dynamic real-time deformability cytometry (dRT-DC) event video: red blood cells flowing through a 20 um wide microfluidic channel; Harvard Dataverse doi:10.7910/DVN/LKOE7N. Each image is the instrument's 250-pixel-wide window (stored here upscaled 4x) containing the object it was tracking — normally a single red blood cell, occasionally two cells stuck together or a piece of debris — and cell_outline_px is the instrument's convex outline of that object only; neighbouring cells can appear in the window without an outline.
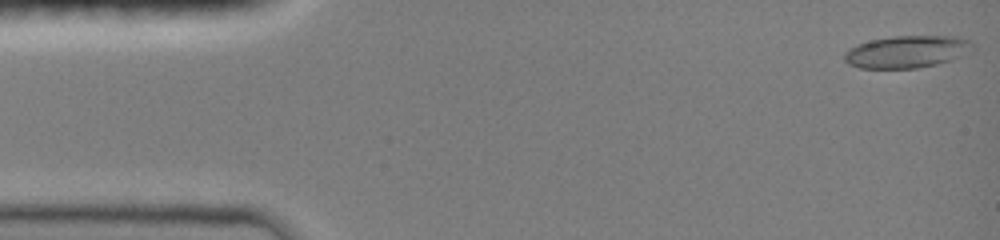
{"species": "common noctule bat (a hibernating species)", "species_latin": "Nyctalus noctula", "temperature_condition": "room temperature", "stored_images_in_passage": 47, "camera_frame_rate_fps": 3000, "um_per_image_px": 0.085, "animal": {"sex": "female", "body_mass_g": 19.0, "forearm_length_mm": 51.5}, "frame": {"image": 1, "passage_image": 1, "time_ms": 0.0, "image_size_px": [1000, 240], "cell_outline_px": [[976, 48], [964, 56], [952, 60], [936, 64], [916, 68], [860, 68], [848, 64], [844, 60], [844, 52], [848, 48], [856, 44], [872, 40], [892, 36], [956, 36], [968, 40]], "centroid_in_image_um": [77.1, 4.39], "position_along_channel_um": 7.9, "area_um2": 24.33}}
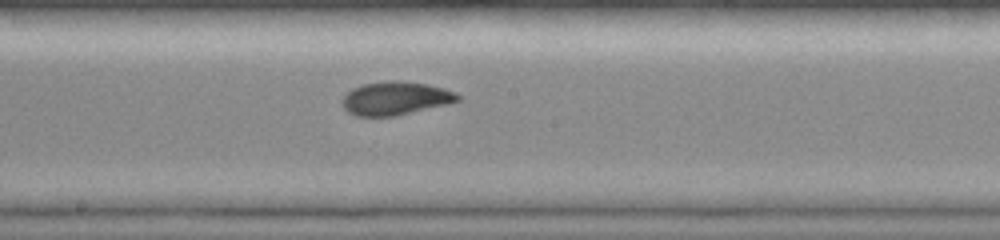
{"frame": {"image": 2, "passage_image": 25, "time_ms": 8.0, "image_size_px": [1000, 240], "cell_outline_px": [[460, 100], [448, 104], [396, 116], [356, 116], [348, 112], [344, 108], [340, 100], [352, 88], [360, 84], [388, 80], [396, 80], [424, 84], [444, 88], [456, 92], [460, 96]], "centroid_in_image_um": [33.59, 8.35], "position_along_channel_um": 214.6, "area_um2": 22.6}}
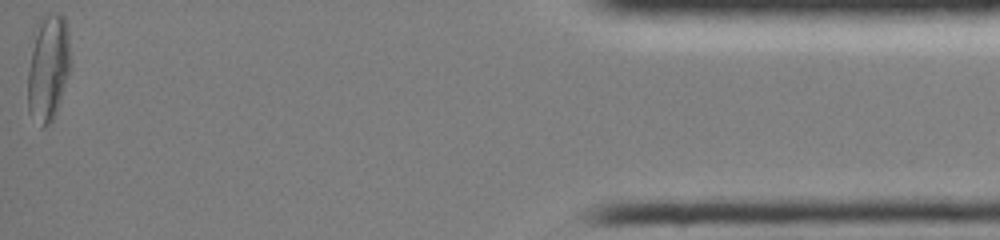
{"frame": {"image": 3, "passage_image": 47, "time_ms": 15.333, "image_size_px": [1000, 240], "cell_outline_px": [[68, 72], [60, 100], [56, 112], [52, 120], [44, 128], [40, 128], [28, 112], [28, 68], [36, 20], [44, 12], [60, 12], [64, 20], [68, 32]], "centroid_in_image_um": [4.04, 5.72], "position_along_channel_um": 431.2, "area_um2": 26.59}, "authors_computed_cell_mechanics": {"area_um2": 22.5998, "velocity_mm_per_s": 4.0292, "shape_relaxation_time_tau1_ms": null, "shape_relaxation_time_tau2_ms": 1.1028, "deformation_change_tau1": null, "deformation_change_tau2": 0.0352}}